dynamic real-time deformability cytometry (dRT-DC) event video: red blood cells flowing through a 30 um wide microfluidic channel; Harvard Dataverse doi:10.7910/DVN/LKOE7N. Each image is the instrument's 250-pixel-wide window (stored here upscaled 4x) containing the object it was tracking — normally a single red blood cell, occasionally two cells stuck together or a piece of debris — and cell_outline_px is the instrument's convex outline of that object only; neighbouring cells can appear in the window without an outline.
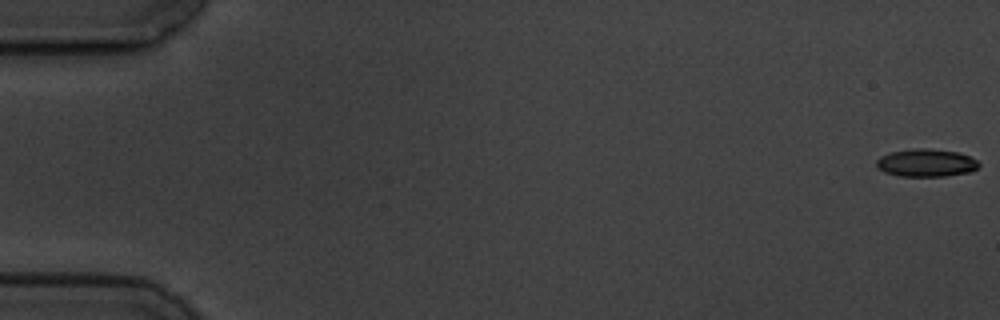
{"species": "common noctule bat (a hibernating species)", "species_latin": "Nyctalus noctula", "temperature_condition": "cold", "stored_images_in_passage": 5, "camera_frame_rate_fps": 3000, "um_per_image_px": 0.085, "animal": {"sex": "male", "body_mass_g": 19.5, "forearm_length_mm": 54.6}, "frame": {"image": 1, "passage_image": 1, "time_ms": 0.0, "image_size_px": [1000, 320], "cell_outline_px": [[980, 164], [972, 172], [944, 176], [900, 176], [884, 172], [876, 168], [876, 160], [880, 156], [892, 152], [912, 148], [928, 148], [960, 152], [976, 160]], "centroid_in_image_um": [78.71, 13.84], "position_along_channel_um": 6.3, "area_um2": 16.7}}
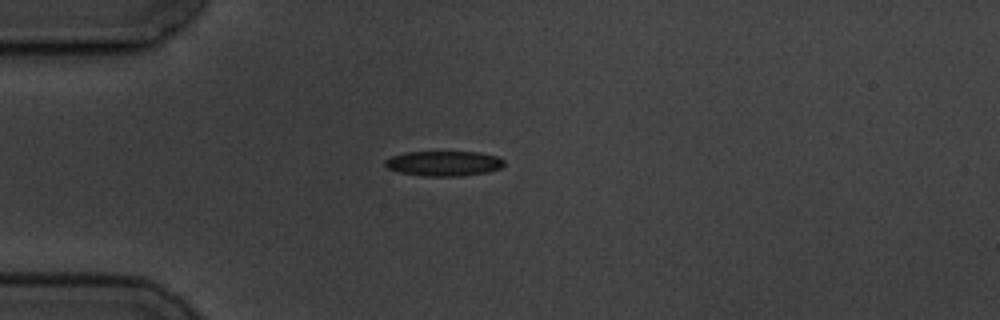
{"frame": {"image": 2, "passage_image": 5, "time_ms": 5.0, "image_size_px": [1000, 320], "cell_outline_px": [[504, 164], [500, 168], [488, 172], [460, 176], [424, 176], [400, 172], [388, 168], [384, 164], [384, 160], [392, 156], [408, 152], [480, 152], [496, 156], [504, 160]], "centroid_in_image_um": [37.73, 13.89], "position_along_channel_um": 47.3, "area_um2": 17.28}}